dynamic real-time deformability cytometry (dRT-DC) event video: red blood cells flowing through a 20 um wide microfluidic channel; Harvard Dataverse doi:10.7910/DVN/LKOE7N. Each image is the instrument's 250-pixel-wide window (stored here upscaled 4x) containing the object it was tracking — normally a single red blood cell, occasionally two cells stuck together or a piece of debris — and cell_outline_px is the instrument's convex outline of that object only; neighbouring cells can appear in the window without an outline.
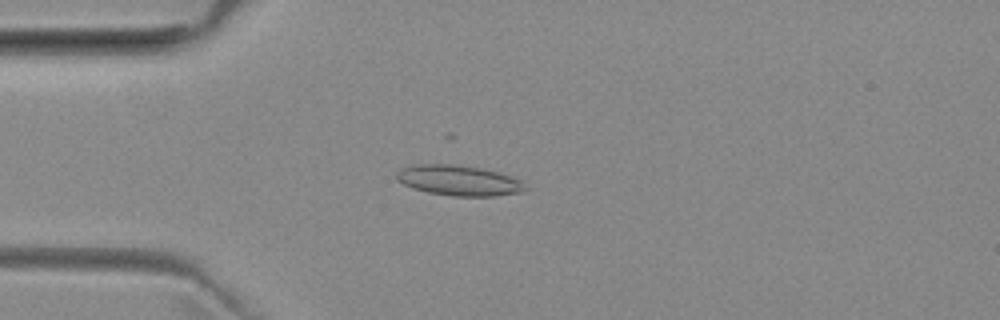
{"species": "common noctule bat (a hibernating species)", "species_latin": "Nyctalus noctula", "temperature_condition": "room temperature", "stored_images_in_passage": 33, "camera_frame_rate_fps": 3000, "um_per_image_px": 0.085, "animal": {"sex": "female", "body_mass_g": 29.2, "forearm_length_mm": 56.3}, "frame": {"image": 1, "passage_image": 13, "time_ms": 4.0, "image_size_px": [1000, 320], "cell_outline_px": [[528, 188], [524, 192], [496, 196], [452, 196], [428, 192], [412, 188], [396, 180], [396, 172], [400, 168], [416, 164], [452, 164], [480, 168], [496, 172], [520, 180]], "centroid_in_image_um": [38.97, 15.34], "position_along_channel_um": 46.0, "area_um2": 22.77}}
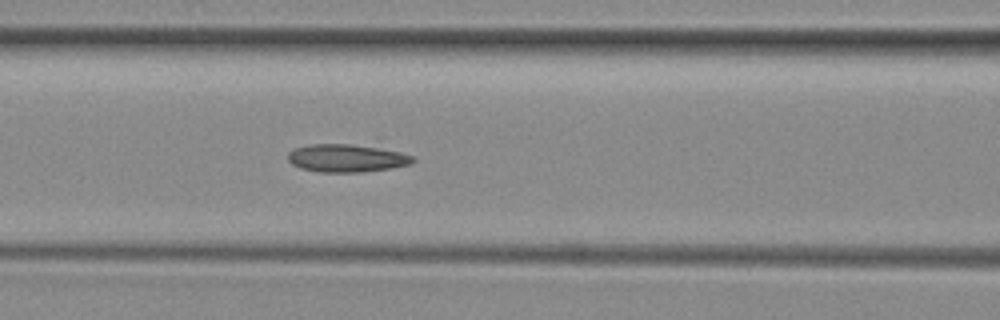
{"frame": {"image": 2, "passage_image": 21, "time_ms": 6.667, "image_size_px": [1000, 320], "cell_outline_px": [[416, 160], [412, 164], [392, 168], [360, 172], [320, 172], [300, 168], [292, 164], [288, 160], [288, 152], [292, 148], [312, 144], [376, 136], [416, 156]], "centroid_in_image_um": [29.78, 13.25], "position_along_channel_um": 136.8, "area_um2": 24.16}}
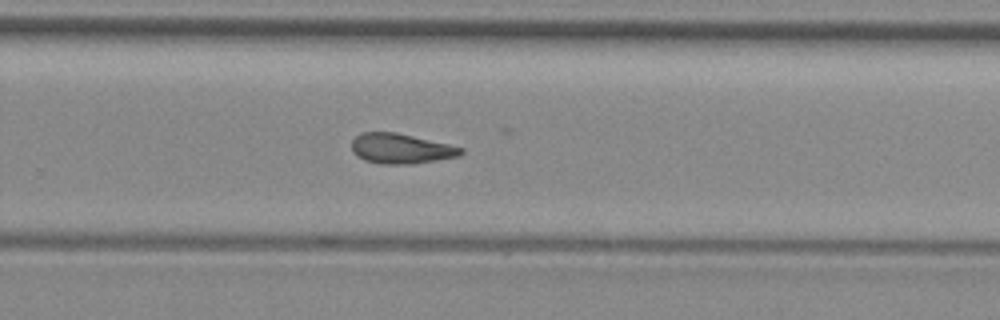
{"frame": {"image": 3, "passage_image": 33, "time_ms": 10.667, "image_size_px": [1000, 320], "cell_outline_px": [[464, 152], [460, 156], [412, 164], [380, 164], [364, 160], [356, 156], [352, 152], [352, 140], [360, 132], [396, 132], [448, 144], [464, 148]], "centroid_in_image_um": [34.06, 12.63], "position_along_channel_um": 295.7, "area_um2": 19.25}}